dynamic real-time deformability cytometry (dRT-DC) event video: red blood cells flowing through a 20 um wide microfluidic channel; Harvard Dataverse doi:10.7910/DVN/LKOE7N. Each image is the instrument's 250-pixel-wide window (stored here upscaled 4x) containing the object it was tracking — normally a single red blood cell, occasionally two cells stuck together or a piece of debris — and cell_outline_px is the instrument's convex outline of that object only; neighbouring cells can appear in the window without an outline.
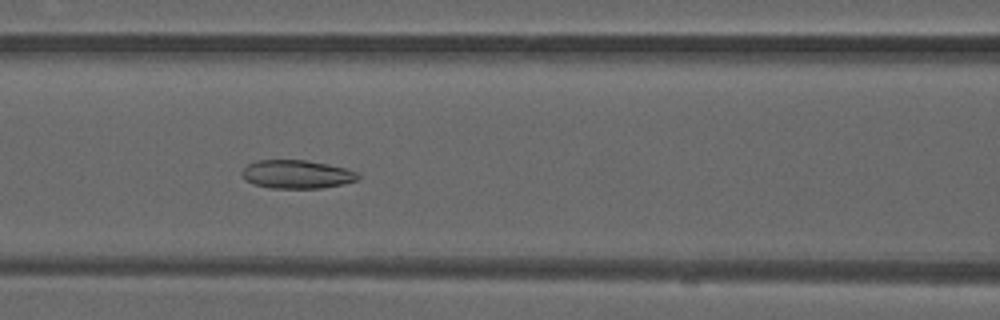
{"species": "common noctule bat (a hibernating species)", "species_latin": "Nyctalus noctula", "temperature_condition": "warm", "stored_images_in_passage": 31, "camera_frame_rate_fps": 3000, "um_per_image_px": 0.085, "animal": {"sex": "male", "forearm_length_mm": 52.5}, "frame": {"image": 1, "passage_image": 11, "time_ms": 3.333, "image_size_px": [1000, 320], "cell_outline_px": [[360, 180], [320, 188], [272, 188], [252, 184], [244, 180], [240, 172], [248, 164], [256, 160], [304, 160], [328, 164], [348, 168], [356, 172], [360, 176]], "centroid_in_image_um": [25.21, 14.81], "position_along_channel_um": 141.4, "area_um2": 19.36}}
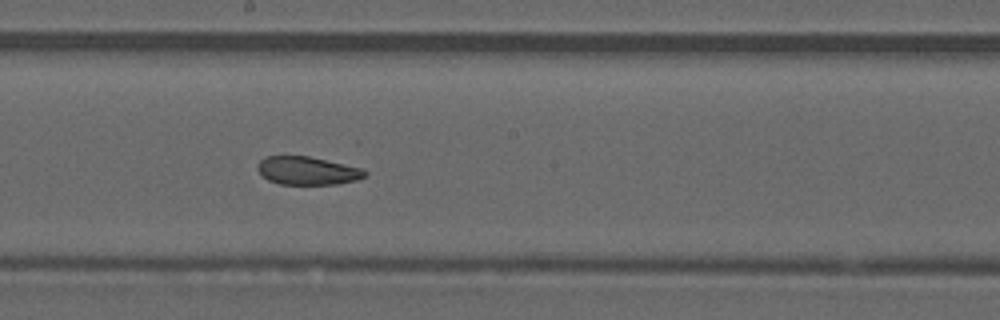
{"frame": {"image": 2, "passage_image": 17, "time_ms": 5.333, "image_size_px": [1000, 320], "cell_outline_px": [[368, 172], [364, 176], [356, 180], [336, 184], [280, 184], [268, 180], [256, 168], [256, 164], [264, 156], [308, 156], [364, 168]], "centroid_in_image_um": [26.12, 14.5], "position_along_channel_um": 222.1, "area_um2": 17.63}}
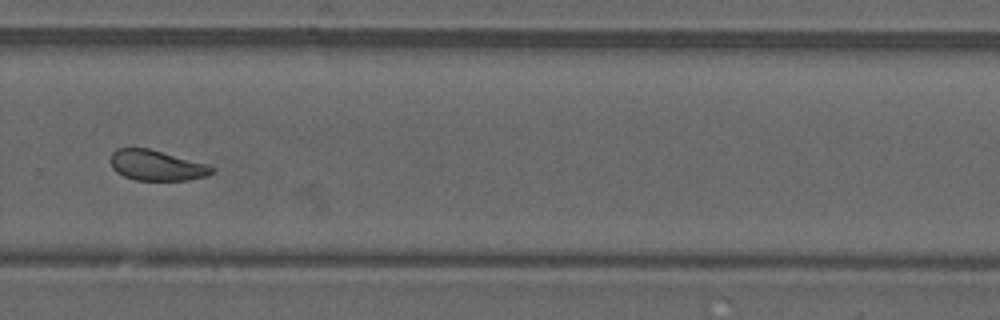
{"frame": {"image": 3, "passage_image": 24, "time_ms": 7.667, "image_size_px": [1000, 320], "cell_outline_px": [[216, 168], [208, 176], [188, 180], [136, 180], [124, 176], [116, 172], [112, 168], [108, 160], [112, 152], [116, 148], [148, 148], [208, 164]], "centroid_in_image_um": [13.28, 14.05], "position_along_channel_um": 316.5, "area_um2": 18.15}, "authors_computed_cell_mechanics": {"area_um2": 18.785, "velocity_mm_per_s": 4.0541, "shape_relaxation_time_tau1_ms": null, "shape_relaxation_time_tau2_ms": 2.0545, "deformation_change_tau1": null, "deformation_change_tau2": 0.0822}}